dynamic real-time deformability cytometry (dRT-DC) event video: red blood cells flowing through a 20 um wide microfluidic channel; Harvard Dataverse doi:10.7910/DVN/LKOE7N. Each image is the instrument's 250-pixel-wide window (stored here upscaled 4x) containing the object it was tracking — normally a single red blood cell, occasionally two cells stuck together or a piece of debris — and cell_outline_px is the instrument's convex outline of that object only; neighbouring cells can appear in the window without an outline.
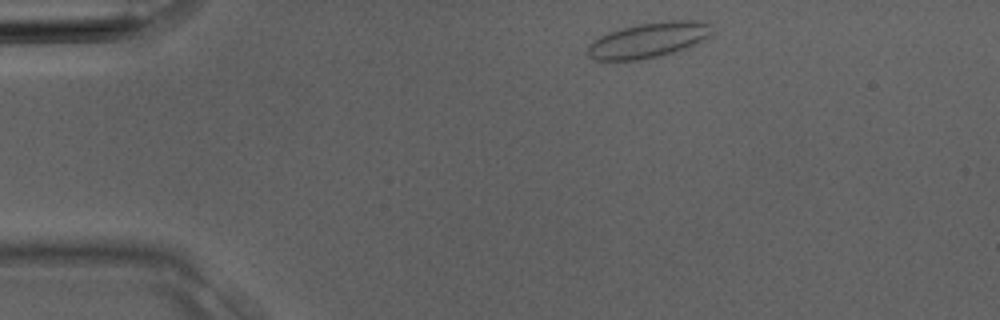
{"species": "Egyptian fruit bat (a non-hibernating species)", "species_latin": "Rousettus aegyptiacus", "temperature_condition": "room temperature", "stored_images_in_passage": 2, "camera_frame_rate_fps": 3000, "um_per_image_px": 0.085, "animal": {"sex": "male"}, "frame": {"image": 1, "passage_image": 1, "time_ms": 0.0, "image_size_px": [1000, 320], "cell_outline_px": [[708, 36], [696, 44], [688, 48], [640, 60], [596, 60], [588, 56], [588, 44], [592, 40], [608, 32], [640, 24], [668, 20], [696, 20], [708, 24]], "centroid_in_image_um": [55.05, 3.41], "position_along_channel_um": 29.9, "area_um2": 25.03}}